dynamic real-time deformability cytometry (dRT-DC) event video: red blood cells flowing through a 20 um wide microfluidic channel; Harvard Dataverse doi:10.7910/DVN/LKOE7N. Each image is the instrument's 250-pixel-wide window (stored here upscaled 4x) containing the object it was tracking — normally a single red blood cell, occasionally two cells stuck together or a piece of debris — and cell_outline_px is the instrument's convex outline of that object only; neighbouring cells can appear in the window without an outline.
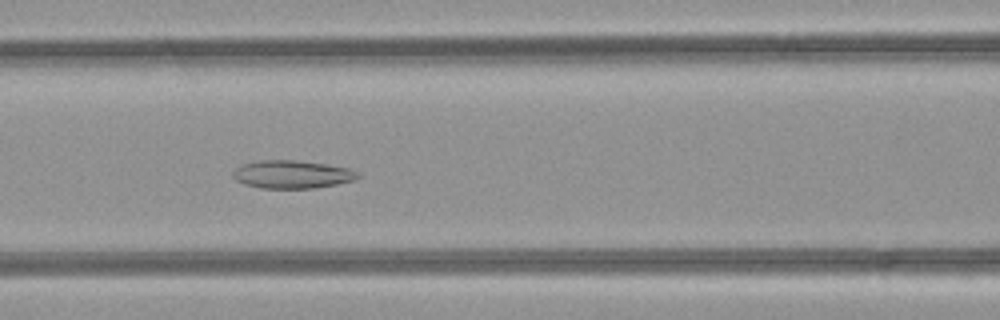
{"species": "common noctule bat (a hibernating species)", "species_latin": "Nyctalus noctula", "temperature_condition": "room temperature", "stored_images_in_passage": 41, "camera_frame_rate_fps": 3000, "um_per_image_px": 0.085, "animal": {"sex": "female", "body_mass_g": 21.9}, "frame": {"image": 1, "passage_image": 12, "time_ms": 3.667, "image_size_px": [1000, 320], "cell_outline_px": [[360, 176], [356, 180], [316, 188], [260, 188], [244, 184], [236, 180], [232, 176], [232, 172], [240, 164], [256, 160], [296, 160], [324, 164], [348, 168], [360, 172]], "centroid_in_image_um": [24.81, 14.82], "position_along_channel_um": 141.8, "area_um2": 20.58}}
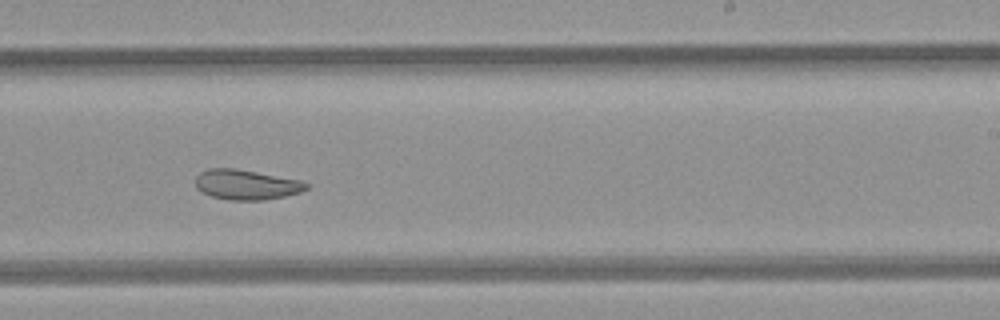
{"frame": {"image": 2, "passage_image": 21, "time_ms": 6.667, "image_size_px": [1000, 320], "cell_outline_px": [[308, 188], [300, 192], [284, 196], [264, 200], [228, 200], [212, 196], [200, 192], [196, 188], [196, 176], [200, 172], [208, 168], [236, 168], [300, 180], [308, 184]], "centroid_in_image_um": [20.9, 15.69], "position_along_channel_um": 268.1, "area_um2": 19.42}}
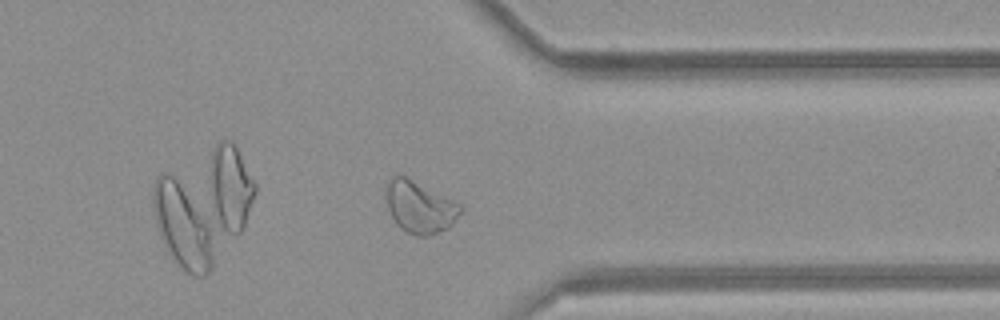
{"frame": {"image": 3, "passage_image": 29, "time_ms": 9.333, "image_size_px": [1000, 320], "cell_outline_px": [[464, 208], [452, 224], [448, 228], [428, 236], [416, 236], [404, 232], [396, 224], [388, 208], [384, 196], [384, 184], [392, 176], [400, 172], [464, 204]], "centroid_in_image_um": [35.66, 17.54], "position_along_channel_um": 375.7, "area_um2": 23.64}, "authors_computed_cell_mechanics": {"area_um2": 23.409, "velocity_mm_per_s": 4.2204, "shape_relaxation_time_tau1_ms": null, "shape_relaxation_time_tau2_ms": 2.3634, "deformation_change_tau1": null, "deformation_change_tau2": 0.0872}}